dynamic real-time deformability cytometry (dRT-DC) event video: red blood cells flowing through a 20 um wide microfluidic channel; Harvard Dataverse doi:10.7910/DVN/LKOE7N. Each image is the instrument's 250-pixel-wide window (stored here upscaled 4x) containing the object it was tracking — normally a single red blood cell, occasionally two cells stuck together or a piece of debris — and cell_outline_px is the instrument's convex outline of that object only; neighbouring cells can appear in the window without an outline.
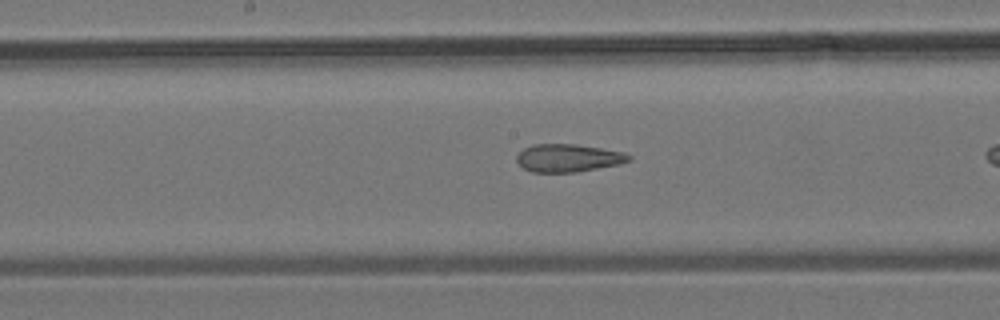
{"species": "common noctule bat (a hibernating species)", "species_latin": "Nyctalus noctula", "temperature_condition": "room temperature", "stored_images_in_passage": 14, "camera_frame_rate_fps": 3000, "um_per_image_px": 0.085, "animal": {"sex": "male", "body_mass_g": 19.2, "forearm_length_mm": 51.8}, "frame": {"image": 1, "passage_image": 10, "time_ms": 3.0, "image_size_px": [1000, 320], "cell_outline_px": [[632, 160], [620, 164], [576, 172], [532, 172], [524, 168], [516, 160], [516, 156], [524, 148], [532, 144], [576, 144], [624, 152], [632, 156]], "centroid_in_image_um": [48.31, 13.42], "position_along_channel_um": 199.9, "area_um2": 18.21}}